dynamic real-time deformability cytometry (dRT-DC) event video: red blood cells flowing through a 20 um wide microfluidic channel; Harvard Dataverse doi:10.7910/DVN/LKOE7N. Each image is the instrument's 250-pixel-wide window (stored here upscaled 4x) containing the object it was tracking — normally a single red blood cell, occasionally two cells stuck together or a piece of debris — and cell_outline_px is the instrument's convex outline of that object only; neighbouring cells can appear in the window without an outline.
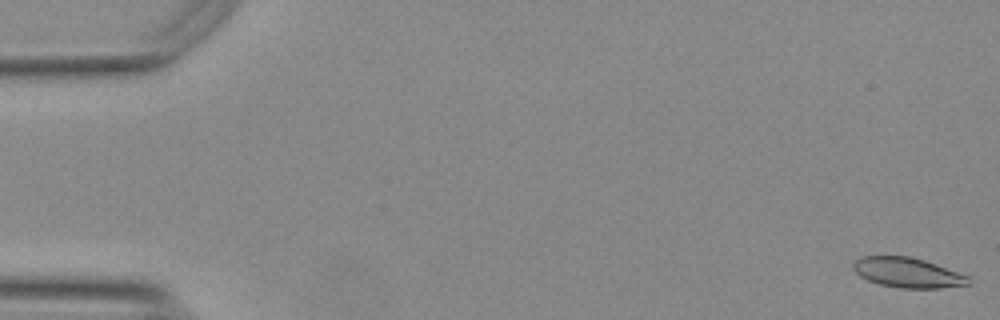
{"species": "Egyptian fruit bat (a non-hibernating species)", "species_latin": "Rousettus aegyptiacus", "temperature_condition": "warm", "stored_images_in_passage": 52, "camera_frame_rate_fps": 3000, "um_per_image_px": 0.085, "animal": {"sex": "female"}, "frame": {"image": 1, "passage_image": 1, "time_ms": 0.0, "image_size_px": [1000, 320], "cell_outline_px": [[972, 284], [940, 288], [900, 288], [880, 284], [868, 280], [860, 276], [852, 268], [852, 264], [860, 256], [908, 256], [924, 260], [936, 264], [968, 276], [972, 280]], "centroid_in_image_um": [77.15, 23.17], "position_along_channel_um": 7.8, "area_um2": 20.11}}
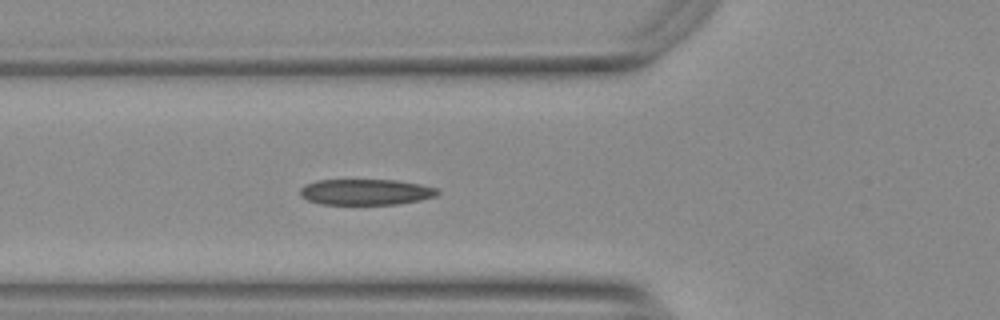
{"frame": {"image": 2, "passage_image": 20, "time_ms": 6.333, "image_size_px": [1000, 320], "cell_outline_px": [[440, 192], [436, 196], [420, 200], [396, 204], [320, 204], [308, 200], [300, 196], [300, 188], [308, 184], [320, 180], [396, 180], [420, 184], [440, 188]], "centroid_in_image_um": [31.14, 16.32], "position_along_channel_um": 94.7, "area_um2": 20.69}}
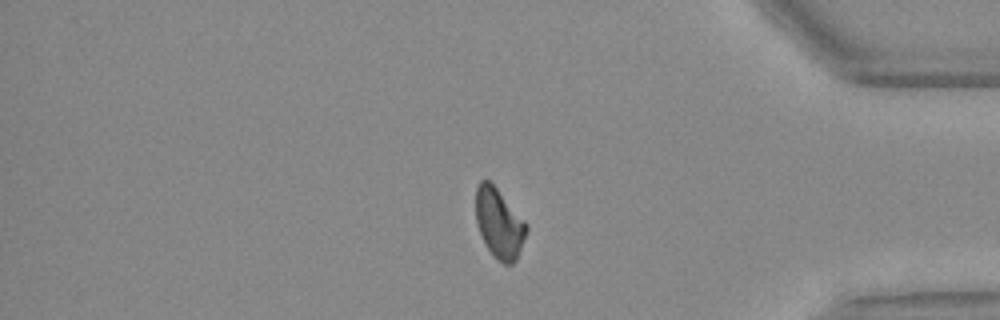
{"frame": {"image": 3, "passage_image": 46, "time_ms": 15.0, "image_size_px": [1000, 320], "cell_outline_px": [[528, 228], [516, 260], [512, 264], [504, 264], [496, 260], [488, 248], [476, 224], [476, 188], [480, 180], [488, 180], [496, 188], [528, 224]], "centroid_in_image_um": [42.43, 18.99], "position_along_channel_um": 392.8, "area_um2": 20.29}}